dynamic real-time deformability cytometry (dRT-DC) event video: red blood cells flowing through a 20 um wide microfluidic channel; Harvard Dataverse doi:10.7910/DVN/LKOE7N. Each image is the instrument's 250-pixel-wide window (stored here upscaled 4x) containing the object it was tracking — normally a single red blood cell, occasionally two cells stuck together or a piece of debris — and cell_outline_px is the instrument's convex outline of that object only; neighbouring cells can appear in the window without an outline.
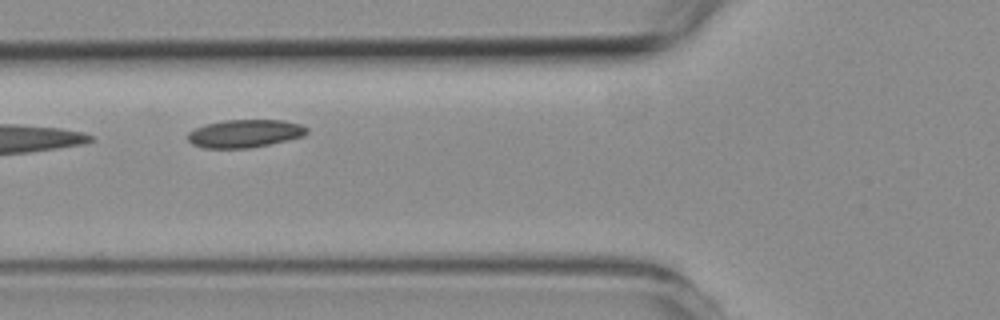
{"species": "common noctule bat (a hibernating species)", "species_latin": "Nyctalus noctula", "temperature_condition": "room temperature", "stored_images_in_passage": 7, "camera_frame_rate_fps": 3000, "um_per_image_px": 0.085, "animal": {"sex": "female", "body_mass_g": 19.3, "forearm_length_mm": 54.1}, "frame": {"image": 1, "passage_image": 4, "time_ms": 4.333, "image_size_px": [1000, 320], "cell_outline_px": [[308, 132], [304, 136], [268, 144], [248, 148], [204, 148], [192, 144], [188, 140], [188, 132], [204, 124], [224, 120], [284, 120], [300, 124], [308, 128]], "centroid_in_image_um": [20.8, 11.34], "position_along_channel_um": 105.0, "area_um2": 19.36}}
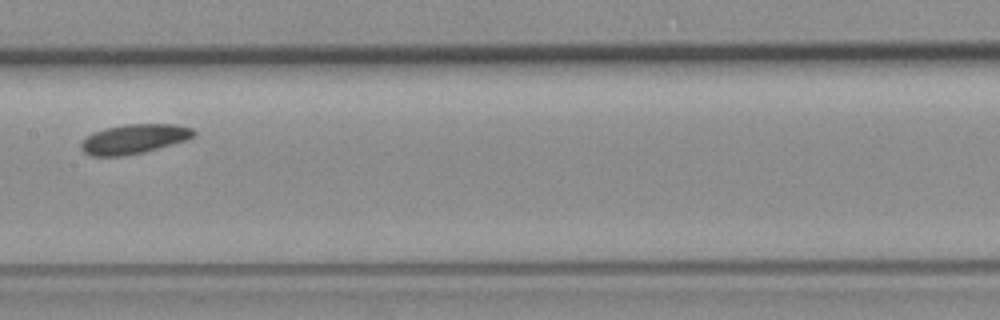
{"frame": {"image": 2, "passage_image": 6, "time_ms": 6.667, "image_size_px": [1000, 320], "cell_outline_px": [[196, 136], [188, 140], [144, 152], [124, 156], [92, 156], [84, 152], [80, 148], [80, 144], [92, 132], [124, 124], [176, 124], [192, 128], [196, 132]], "centroid_in_image_um": [11.43, 11.81], "position_along_channel_um": 196.0, "area_um2": 19.48}}
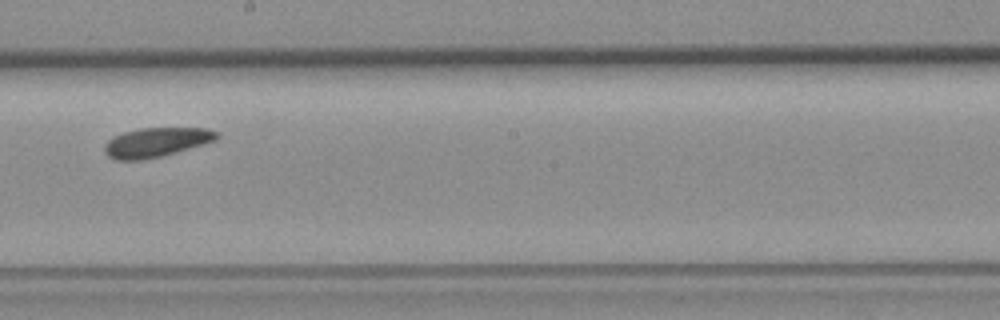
{"frame": {"image": 3, "passage_image": 7, "time_ms": 7.667, "image_size_px": [1000, 320], "cell_outline_px": [[220, 136], [216, 140], [160, 156], [140, 160], [116, 160], [108, 156], [104, 152], [104, 144], [112, 136], [124, 132], [140, 128], [208, 128], [216, 132]], "centroid_in_image_um": [13.23, 12.08], "position_along_channel_um": 235.0, "area_um2": 19.02}}